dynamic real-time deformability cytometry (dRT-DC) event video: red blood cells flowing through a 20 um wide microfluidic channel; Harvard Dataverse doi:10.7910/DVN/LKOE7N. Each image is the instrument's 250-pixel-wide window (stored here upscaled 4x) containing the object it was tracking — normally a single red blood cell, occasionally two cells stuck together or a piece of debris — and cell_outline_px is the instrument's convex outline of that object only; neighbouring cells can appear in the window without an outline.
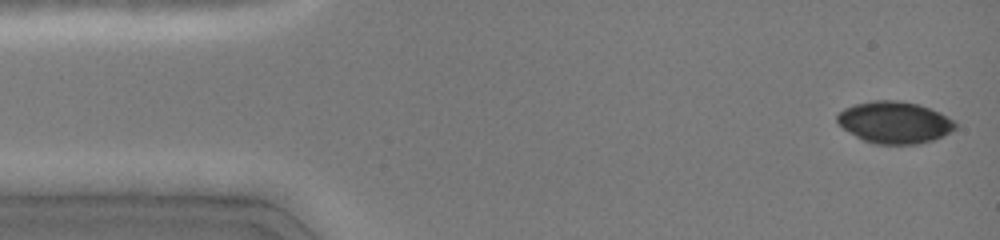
{"species": "common noctule bat (a hibernating species)", "species_latin": "Nyctalus noctula", "temperature_condition": "cold", "stored_images_in_passage": 12, "camera_frame_rate_fps": 3000, "um_per_image_px": 0.085, "animal": {"sex": "female", "body_mass_g": 19.0, "forearm_length_mm": 51.5}, "frame": {"image": 1, "passage_image": 1, "time_ms": 0.0, "image_size_px": [1000, 240], "cell_outline_px": [[956, 128], [944, 136], [932, 140], [916, 144], [876, 144], [864, 140], [856, 136], [844, 128], [836, 120], [836, 116], [844, 108], [856, 104], [872, 100], [896, 100], [920, 104], [940, 112], [956, 120]], "centroid_in_image_um": [76.08, 10.39], "position_along_channel_um": 8.9, "area_um2": 28.84}}
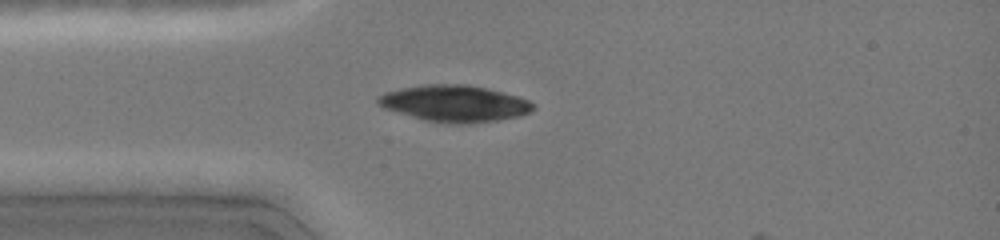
{"frame": {"image": 2, "passage_image": 10, "time_ms": 3.333, "image_size_px": [1000, 240], "cell_outline_px": [[536, 108], [520, 116], [496, 120], [468, 124], [452, 124], [424, 120], [384, 108], [376, 104], [376, 96], [384, 92], [400, 88], [428, 84], [468, 84], [516, 96], [528, 100], [536, 104]], "centroid_in_image_um": [38.6, 8.8], "position_along_channel_um": 46.4, "area_um2": 33.06}}